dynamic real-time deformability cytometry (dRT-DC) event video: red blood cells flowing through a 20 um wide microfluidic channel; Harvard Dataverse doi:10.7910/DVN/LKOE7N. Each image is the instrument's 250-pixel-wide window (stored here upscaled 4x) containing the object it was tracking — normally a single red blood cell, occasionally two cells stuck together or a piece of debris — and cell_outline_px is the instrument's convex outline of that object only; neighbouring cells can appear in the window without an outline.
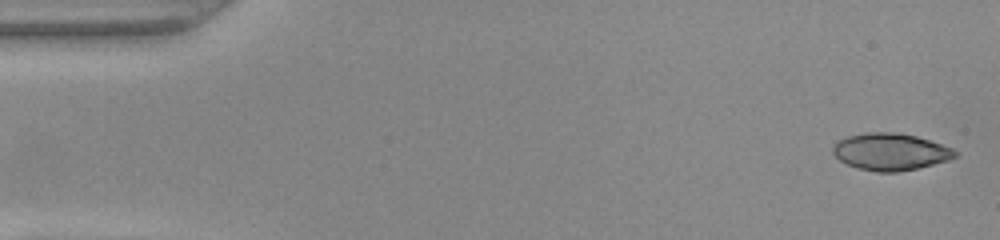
{"species": "common noctule bat (a hibernating species)", "species_latin": "Nyctalus noctula", "temperature_condition": "warm", "stored_images_in_passage": 49, "camera_frame_rate_fps": 3000, "um_per_image_px": 0.085, "animal": {"sex": "female", "body_mass_g": 22.0, "forearm_length_mm": 56.7}, "frame": {"image": 1, "passage_image": 1, "time_ms": 0.0, "image_size_px": [1000, 240], "cell_outline_px": [[956, 156], [948, 160], [920, 168], [900, 172], [876, 172], [856, 168], [840, 160], [832, 152], [832, 148], [836, 140], [848, 136], [868, 132], [892, 132], [916, 136], [952, 148], [956, 152]], "centroid_in_image_um": [75.65, 12.91], "position_along_channel_um": 9.3, "area_um2": 26.36}}